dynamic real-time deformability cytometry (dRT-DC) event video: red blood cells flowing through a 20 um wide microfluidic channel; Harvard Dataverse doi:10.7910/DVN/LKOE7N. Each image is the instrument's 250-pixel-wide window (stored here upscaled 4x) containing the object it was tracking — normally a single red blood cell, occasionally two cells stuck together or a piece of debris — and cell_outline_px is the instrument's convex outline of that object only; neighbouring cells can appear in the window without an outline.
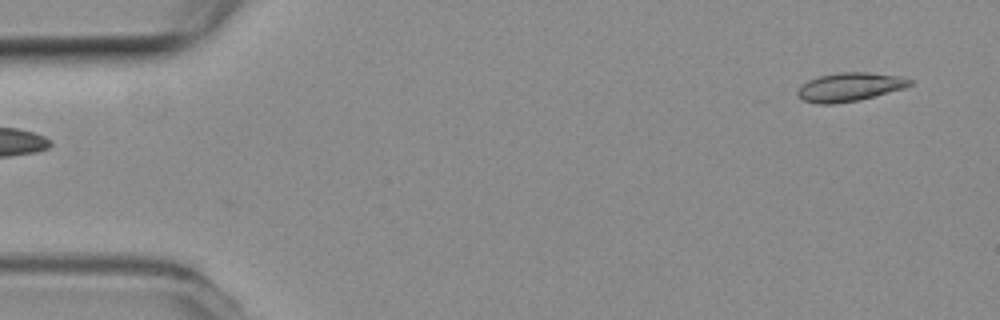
{"species": "common noctule bat (a hibernating species)", "species_latin": "Nyctalus noctula", "temperature_condition": "room temperature", "stored_images_in_passage": 4, "camera_frame_rate_fps": 3000, "um_per_image_px": 0.085, "animal": {"sex": "female", "body_mass_g": 19.3, "forearm_length_mm": 54.1}, "frame": {"image": 1, "passage_image": 4, "time_ms": 1.0, "image_size_px": [1000, 320], "cell_outline_px": [[912, 84], [904, 88], [876, 96], [860, 100], [832, 104], [816, 104], [804, 100], [796, 96], [796, 92], [808, 80], [820, 76], [840, 72], [868, 72], [904, 76], [912, 80]], "centroid_in_image_um": [72.25, 7.39], "position_along_channel_um": 12.7, "area_um2": 18.84}}